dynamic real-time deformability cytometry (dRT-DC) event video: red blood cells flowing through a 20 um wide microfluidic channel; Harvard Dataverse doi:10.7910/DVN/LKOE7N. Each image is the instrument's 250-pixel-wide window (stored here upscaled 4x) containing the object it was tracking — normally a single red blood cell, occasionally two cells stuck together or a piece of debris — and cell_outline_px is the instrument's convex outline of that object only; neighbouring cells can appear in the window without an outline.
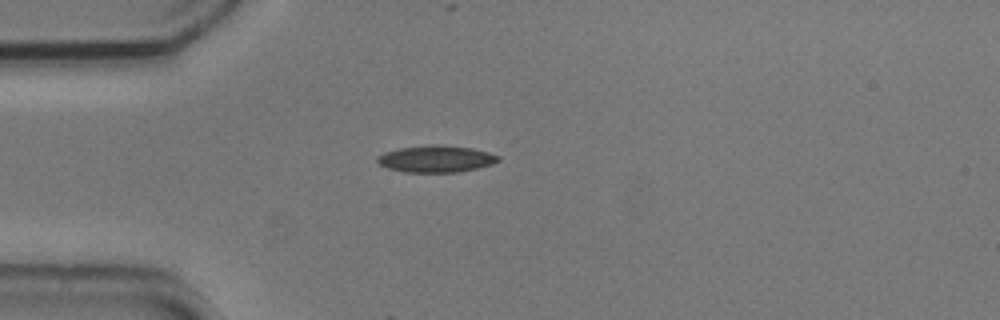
{"species": "common noctule bat (a hibernating species)", "species_latin": "Nyctalus noctula", "temperature_condition": "cold", "stored_images_in_passage": 3, "camera_frame_rate_fps": 3000, "um_per_image_px": 0.085, "animal": {"sex": "male", "body_mass_g": 20.5, "forearm_length_mm": 52.5}, "frame": {"image": 1, "passage_image": 1, "time_ms": 0.0, "image_size_px": [1000, 320], "cell_outline_px": [[500, 160], [492, 164], [476, 168], [456, 172], [404, 172], [388, 168], [380, 164], [376, 160], [384, 152], [400, 148], [432, 144], [436, 144], [472, 148], [488, 152], [500, 156]], "centroid_in_image_um": [37.08, 13.5], "position_along_channel_um": 47.9, "area_um2": 18.73}}